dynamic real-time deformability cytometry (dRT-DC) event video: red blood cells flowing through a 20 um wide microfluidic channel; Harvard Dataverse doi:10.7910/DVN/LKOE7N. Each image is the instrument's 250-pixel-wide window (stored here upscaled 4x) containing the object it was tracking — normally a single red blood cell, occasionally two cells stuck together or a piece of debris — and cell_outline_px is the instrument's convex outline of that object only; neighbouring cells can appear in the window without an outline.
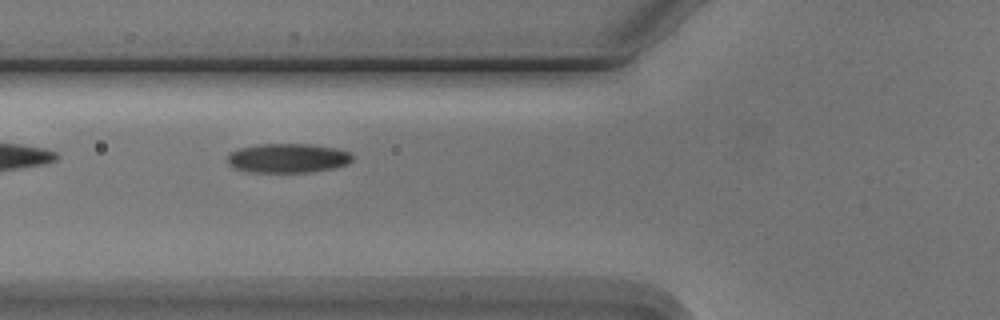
{"species": "Egyptian fruit bat (a non-hibernating species)", "species_latin": "Rousettus aegyptiacus", "temperature_condition": "cold", "stored_images_in_passage": 5, "camera_frame_rate_fps": 3000, "um_per_image_px": 0.085, "animal": {"sex": "male"}, "frame": {"image": 1, "passage_image": 4, "time_ms": 3.667, "image_size_px": [1000, 320], "cell_outline_px": [[352, 160], [348, 164], [332, 168], [308, 172], [248, 172], [236, 168], [228, 164], [228, 156], [236, 148], [260, 144], [308, 144], [340, 148], [352, 152]], "centroid_in_image_um": [24.49, 13.43], "position_along_channel_um": 101.3, "area_um2": 21.44}}
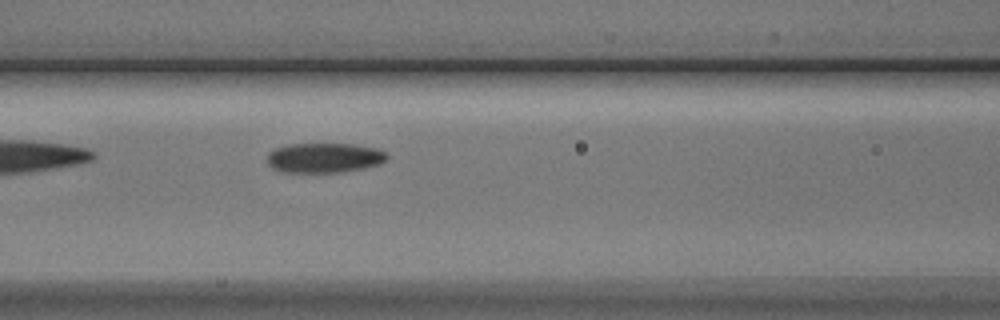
{"frame": {"image": 2, "passage_image": 5, "time_ms": 4.667, "image_size_px": [1000, 320], "cell_outline_px": [[388, 156], [380, 164], [364, 168], [340, 172], [284, 172], [272, 168], [268, 164], [268, 152], [276, 148], [288, 144], [352, 144], [380, 148], [388, 152]], "centroid_in_image_um": [27.6, 13.4], "position_along_channel_um": 139.0, "area_um2": 20.92}}